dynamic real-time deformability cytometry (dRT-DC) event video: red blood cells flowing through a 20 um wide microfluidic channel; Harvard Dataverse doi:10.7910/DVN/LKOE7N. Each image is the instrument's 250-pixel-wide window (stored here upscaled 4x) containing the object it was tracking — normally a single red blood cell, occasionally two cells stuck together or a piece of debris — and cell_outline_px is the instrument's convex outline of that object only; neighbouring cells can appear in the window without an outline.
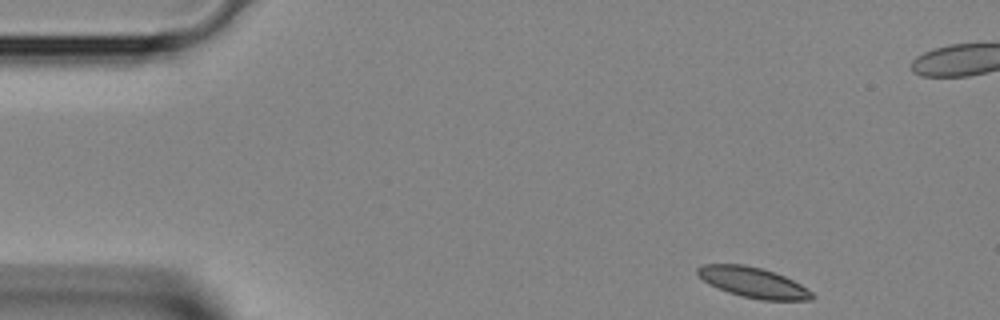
{"species": "Egyptian fruit bat (a non-hibernating species)", "species_latin": "Rousettus aegyptiacus", "temperature_condition": "room temperature", "stored_images_in_passage": 4, "camera_frame_rate_fps": 3000, "um_per_image_px": 0.085, "animal": {"sex": "female"}, "frame": {"image": 1, "passage_image": 1, "time_ms": 0.0, "image_size_px": [1000, 320], "cell_outline_px": [[816, 296], [812, 300], [760, 300], [740, 296], [728, 292], [708, 284], [696, 272], [696, 268], [704, 264], [744, 264], [760, 268], [784, 276], [800, 284], [812, 292]], "centroid_in_image_um": [64.02, 24.02], "position_along_channel_um": 21.0, "area_um2": 20.17}}